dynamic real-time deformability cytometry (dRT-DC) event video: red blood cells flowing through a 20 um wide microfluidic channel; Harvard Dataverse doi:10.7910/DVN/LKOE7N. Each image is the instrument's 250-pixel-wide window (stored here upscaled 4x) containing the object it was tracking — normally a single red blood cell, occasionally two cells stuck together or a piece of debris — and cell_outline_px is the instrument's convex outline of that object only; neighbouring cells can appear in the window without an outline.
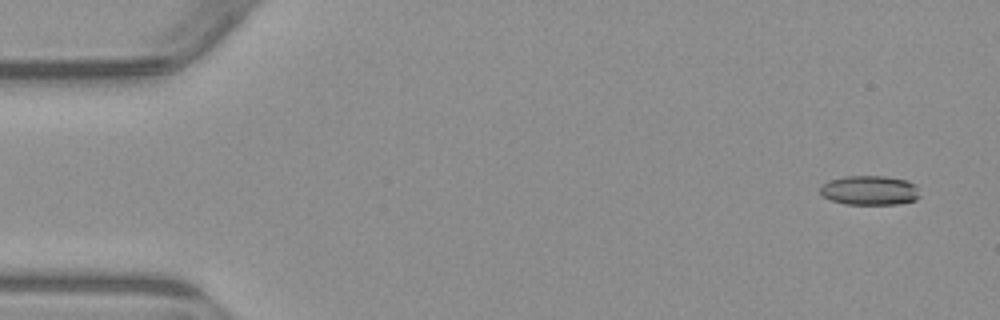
{"species": "common noctule bat (a hibernating species)", "species_latin": "Nyctalus noctula", "temperature_condition": "warm", "stored_images_in_passage": 7, "camera_frame_rate_fps": 3000, "um_per_image_px": 0.085, "animal": {"sex": "male", "body_mass_g": 23.1, "forearm_length_mm": 52.7}, "frame": {"image": 1, "passage_image": 1, "time_ms": 0.0, "image_size_px": [1000, 320], "cell_outline_px": [[920, 196], [916, 200], [896, 204], [844, 204], [832, 200], [824, 196], [820, 192], [820, 188], [828, 180], [844, 176], [888, 176], [908, 180], [916, 184]], "centroid_in_image_um": [73.96, 16.17], "position_along_channel_um": 11.0, "area_um2": 17.22}}
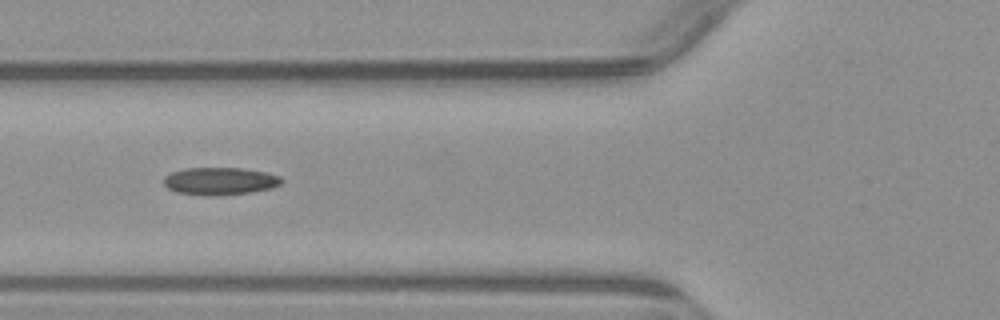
{"frame": {"image": 2, "passage_image": 5, "time_ms": 5.667, "image_size_px": [1000, 320], "cell_outline_px": [[284, 180], [280, 184], [272, 188], [252, 192], [220, 196], [208, 196], [176, 192], [168, 188], [164, 184], [164, 176], [172, 172], [184, 168], [240, 168], [264, 172], [280, 176]], "centroid_in_image_um": [18.69, 15.4], "position_along_channel_um": 107.1, "area_um2": 19.02}}
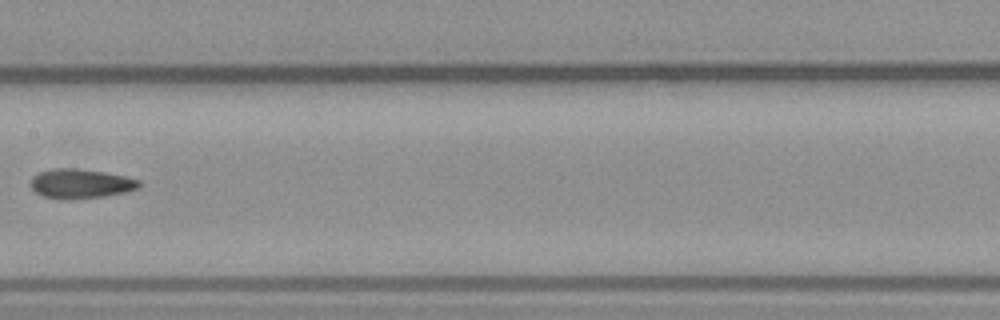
{"frame": {"image": 3, "passage_image": 7, "time_ms": 8.0, "image_size_px": [1000, 320], "cell_outline_px": [[140, 188], [128, 192], [104, 196], [68, 200], [60, 200], [40, 196], [28, 184], [32, 176], [40, 172], [52, 168], [76, 168], [104, 172], [124, 176], [140, 180]], "centroid_in_image_um": [6.82, 15.62], "position_along_channel_um": 200.6, "area_um2": 19.02}}